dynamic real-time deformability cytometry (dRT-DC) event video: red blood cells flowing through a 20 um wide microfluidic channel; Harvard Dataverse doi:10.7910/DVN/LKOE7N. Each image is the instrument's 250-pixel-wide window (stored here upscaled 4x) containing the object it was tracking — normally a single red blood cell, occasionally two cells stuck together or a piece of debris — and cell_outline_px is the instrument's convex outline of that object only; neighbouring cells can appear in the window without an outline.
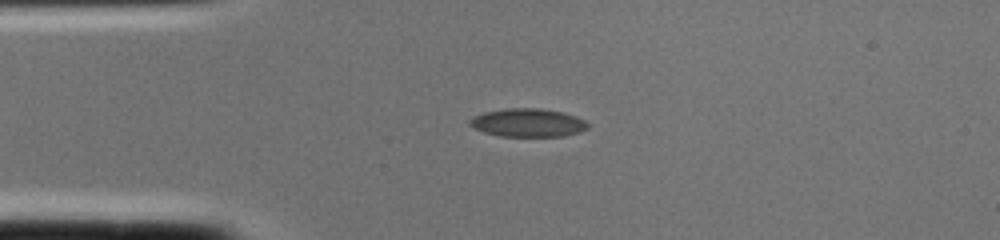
{"species": "common noctule bat (a hibernating species)", "species_latin": "Nyctalus noctula", "temperature_condition": "cold", "stored_images_in_passage": 1, "camera_frame_rate_fps": 3000, "um_per_image_px": 0.085, "animal": {"sex": "female", "body_mass_g": 22.0, "forearm_length_mm": 56.7}, "frame": {"image": 1, "passage_image": 1, "time_ms": 0.0, "image_size_px": [1000, 240], "cell_outline_px": [[588, 128], [580, 132], [564, 136], [500, 136], [484, 132], [468, 124], [468, 120], [472, 116], [484, 112], [504, 108], [540, 108], [564, 112], [576, 116], [584, 120], [588, 124]], "centroid_in_image_um": [44.86, 10.42], "position_along_channel_um": 40.1, "area_um2": 19.59}}